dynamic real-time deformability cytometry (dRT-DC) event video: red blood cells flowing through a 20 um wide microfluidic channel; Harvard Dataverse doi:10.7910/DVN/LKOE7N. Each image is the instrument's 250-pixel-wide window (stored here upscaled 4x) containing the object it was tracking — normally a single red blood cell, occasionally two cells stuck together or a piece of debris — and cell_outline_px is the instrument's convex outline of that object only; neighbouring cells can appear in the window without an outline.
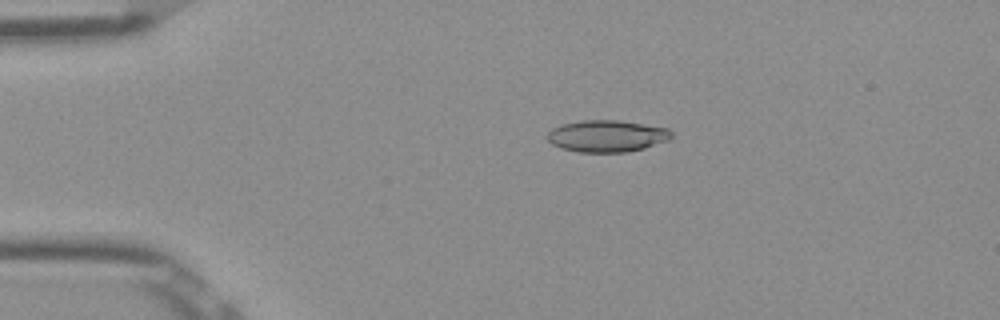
{"species": "Egyptian fruit bat (a non-hibernating species)", "species_latin": "Rousettus aegyptiacus", "temperature_condition": "room temperature", "stored_images_in_passage": 52, "camera_frame_rate_fps": 3000, "um_per_image_px": 0.085, "frame": {"image": 1, "passage_image": 11, "time_ms": 3.333, "image_size_px": [1000, 320], "cell_outline_px": [[672, 136], [668, 140], [644, 148], [628, 152], [580, 152], [560, 148], [552, 144], [544, 136], [552, 128], [564, 124], [580, 120], [616, 120], [668, 128], [672, 132]], "centroid_in_image_um": [51.55, 11.57], "position_along_channel_um": 33.4, "area_um2": 23.0}}
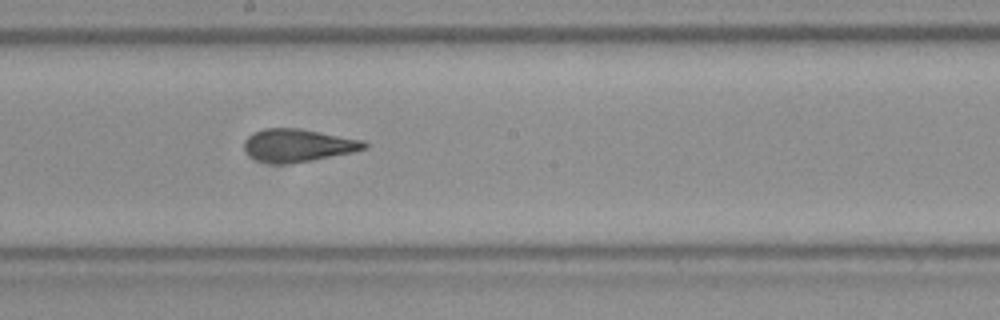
{"frame": {"image": 2, "passage_image": 29, "time_ms": 9.333, "image_size_px": [1000, 320], "cell_outline_px": [[368, 148], [352, 152], [312, 160], [284, 164], [272, 164], [256, 160], [244, 148], [244, 140], [248, 136], [264, 128], [300, 128], [364, 140], [368, 144]], "centroid_in_image_um": [25.35, 12.35], "position_along_channel_um": 222.9, "area_um2": 22.89}}
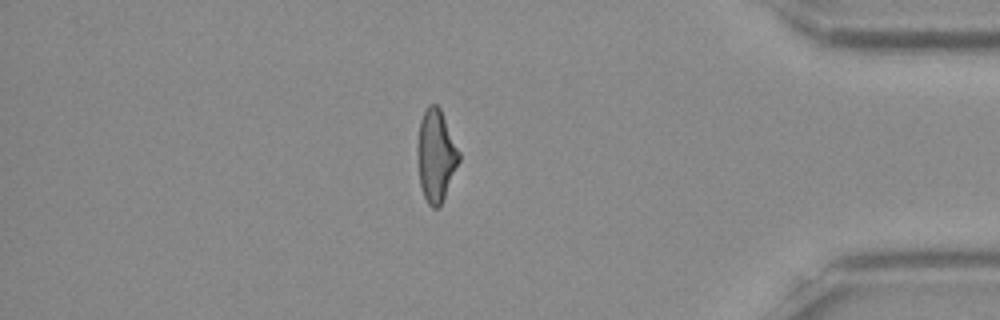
{"frame": {"image": 3, "passage_image": 45, "time_ms": 14.667, "image_size_px": [1000, 320], "cell_outline_px": [[460, 160], [440, 208], [432, 208], [428, 204], [424, 196], [420, 184], [416, 152], [416, 148], [420, 120], [428, 104], [436, 104], [440, 108], [460, 152]], "centroid_in_image_um": [37.04, 13.24], "position_along_channel_um": 398.2, "area_um2": 22.48}, "authors_computed_cell_mechanics": {"area_um2": 22.6576, "velocity_mm_per_s": 3.9085, "shape_relaxation_time_tau1_ms": 7.7343, "shape_relaxation_time_tau2_ms": 1.2825, "deformation_change_tau1": 0.2418, "deformation_change_tau2": 0.0799}}